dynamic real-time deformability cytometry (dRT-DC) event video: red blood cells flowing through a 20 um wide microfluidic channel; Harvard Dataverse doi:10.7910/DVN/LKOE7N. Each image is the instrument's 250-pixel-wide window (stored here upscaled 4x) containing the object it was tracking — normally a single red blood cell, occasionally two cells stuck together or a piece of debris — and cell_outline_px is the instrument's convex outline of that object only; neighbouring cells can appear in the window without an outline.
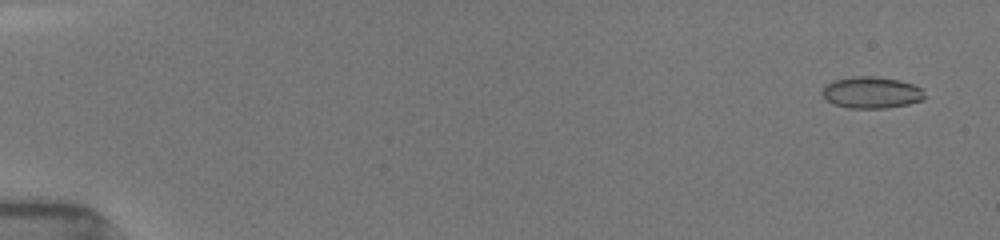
{"species": "common noctule bat (a hibernating species)", "species_latin": "Nyctalus noctula", "temperature_condition": "room temperature", "stored_images_in_passage": 65, "camera_frame_rate_fps": 3000, "um_per_image_px": 0.085, "animal": {"sex": "female", "body_mass_g": 19.5, "forearm_length_mm": 54.1}, "frame": {"image": 1, "passage_image": 4, "time_ms": 0.667, "image_size_px": [1000, 240], "cell_outline_px": [[924, 100], [908, 104], [884, 108], [848, 108], [832, 104], [820, 92], [824, 84], [832, 80], [852, 76], [872, 76], [900, 80], [912, 84], [920, 88], [924, 96]], "centroid_in_image_um": [74.01, 7.86], "position_along_channel_um": 11.0, "area_um2": 18.96}}
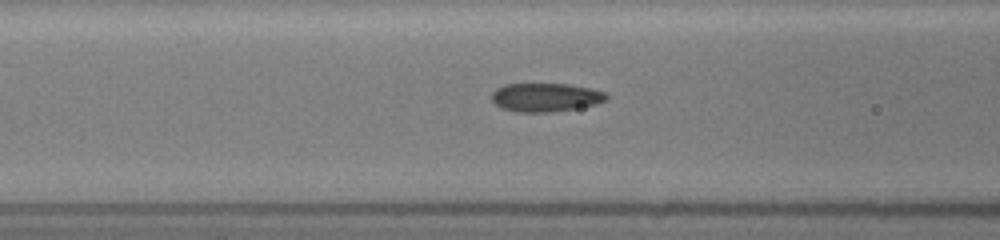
{"frame": {"image": 2, "passage_image": 33, "time_ms": 7.333, "image_size_px": [1000, 240], "cell_outline_px": [[608, 100], [596, 104], [576, 108], [552, 112], [516, 112], [500, 108], [492, 100], [492, 92], [496, 88], [504, 84], [568, 84], [592, 88], [604, 92], [608, 96]], "centroid_in_image_um": [46.37, 8.27], "position_along_channel_um": 120.2, "area_um2": 19.25}}
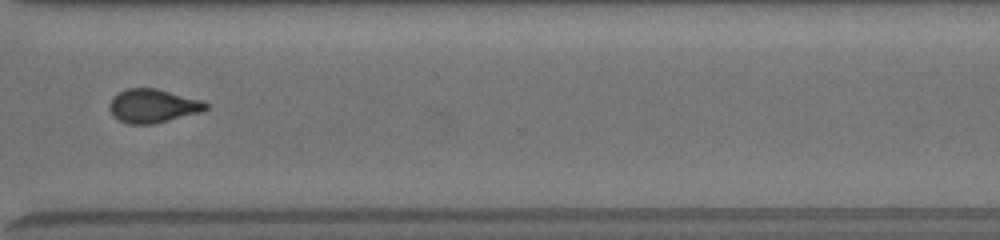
{"frame": {"image": 3, "passage_image": 64, "time_ms": 13.333, "image_size_px": [1000, 240], "cell_outline_px": [[208, 108], [204, 112], [152, 124], [128, 124], [112, 116], [108, 108], [108, 104], [112, 96], [128, 88], [156, 88], [204, 100], [208, 104]], "centroid_in_image_um": [13.01, 9.0], "position_along_channel_um": 357.6, "area_um2": 19.25}}